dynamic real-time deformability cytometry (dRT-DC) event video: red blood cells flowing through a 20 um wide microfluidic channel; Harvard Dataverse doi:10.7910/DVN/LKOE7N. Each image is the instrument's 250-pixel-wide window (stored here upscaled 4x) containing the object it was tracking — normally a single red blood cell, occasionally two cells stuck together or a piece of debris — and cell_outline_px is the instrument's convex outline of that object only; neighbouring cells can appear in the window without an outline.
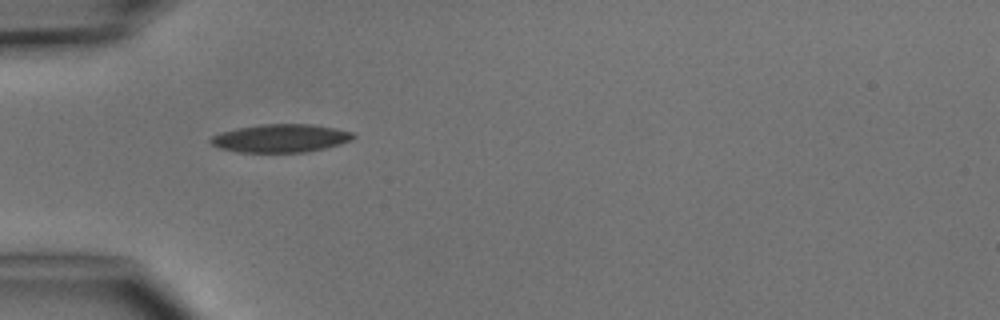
{"species": "common noctule bat (a hibernating species)", "species_latin": "Nyctalus noctula", "temperature_condition": "cold", "stored_images_in_passage": 3, "camera_frame_rate_fps": 3000, "um_per_image_px": 0.085, "animal": {"sex": "male", "body_mass_g": 15.6}, "frame": {"image": 1, "passage_image": 1, "time_ms": 0.0, "image_size_px": [1000, 320], "cell_outline_px": [[356, 136], [352, 140], [340, 144], [324, 148], [304, 152], [240, 152], [220, 148], [212, 144], [208, 140], [212, 136], [220, 132], [236, 128], [260, 124], [308, 124], [336, 128], [352, 132]], "centroid_in_image_um": [23.84, 11.74], "position_along_channel_um": 61.2, "area_um2": 23.35}}
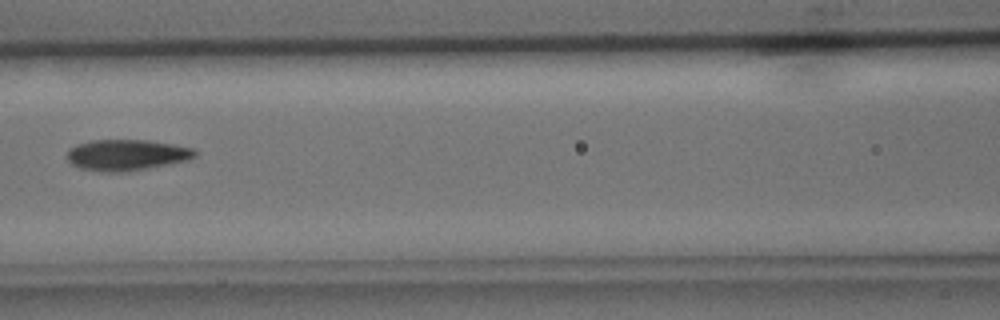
{"frame": {"image": 2, "passage_image": 3, "time_ms": 2.333, "image_size_px": [1000, 320], "cell_outline_px": [[196, 156], [188, 160], [148, 168], [124, 172], [100, 172], [80, 168], [72, 164], [68, 160], [68, 148], [76, 144], [92, 140], [148, 140], [196, 148]], "centroid_in_image_um": [10.76, 13.17], "position_along_channel_um": 155.8, "area_um2": 23.24}}